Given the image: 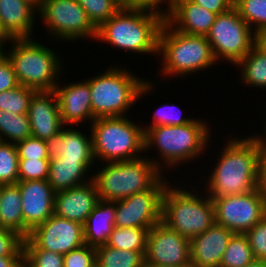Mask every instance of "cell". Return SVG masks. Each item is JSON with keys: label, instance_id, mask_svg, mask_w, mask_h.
<instances>
[{"label": "cell", "instance_id": "obj_9", "mask_svg": "<svg viewBox=\"0 0 266 267\" xmlns=\"http://www.w3.org/2000/svg\"><path fill=\"white\" fill-rule=\"evenodd\" d=\"M102 165L91 173L99 199L104 201H119L148 190L164 175L146 156Z\"/></svg>", "mask_w": 266, "mask_h": 267}, {"label": "cell", "instance_id": "obj_6", "mask_svg": "<svg viewBox=\"0 0 266 267\" xmlns=\"http://www.w3.org/2000/svg\"><path fill=\"white\" fill-rule=\"evenodd\" d=\"M182 184L184 183H181L180 187L170 182L164 189L161 222L169 229L191 239L216 223L215 208L213 200L205 191L200 192L203 193L201 196L195 189L189 190L190 187Z\"/></svg>", "mask_w": 266, "mask_h": 267}, {"label": "cell", "instance_id": "obj_23", "mask_svg": "<svg viewBox=\"0 0 266 267\" xmlns=\"http://www.w3.org/2000/svg\"><path fill=\"white\" fill-rule=\"evenodd\" d=\"M38 9L26 0H0V21L12 39L32 38Z\"/></svg>", "mask_w": 266, "mask_h": 267}, {"label": "cell", "instance_id": "obj_44", "mask_svg": "<svg viewBox=\"0 0 266 267\" xmlns=\"http://www.w3.org/2000/svg\"><path fill=\"white\" fill-rule=\"evenodd\" d=\"M205 9L222 14L229 11L233 7L234 0H192Z\"/></svg>", "mask_w": 266, "mask_h": 267}, {"label": "cell", "instance_id": "obj_19", "mask_svg": "<svg viewBox=\"0 0 266 267\" xmlns=\"http://www.w3.org/2000/svg\"><path fill=\"white\" fill-rule=\"evenodd\" d=\"M28 116L31 136L41 140L49 139L64 127L54 90L36 91L30 100Z\"/></svg>", "mask_w": 266, "mask_h": 267}, {"label": "cell", "instance_id": "obj_55", "mask_svg": "<svg viewBox=\"0 0 266 267\" xmlns=\"http://www.w3.org/2000/svg\"><path fill=\"white\" fill-rule=\"evenodd\" d=\"M263 132L261 133V135L265 136L266 137V119L264 121V128H263Z\"/></svg>", "mask_w": 266, "mask_h": 267}, {"label": "cell", "instance_id": "obj_51", "mask_svg": "<svg viewBox=\"0 0 266 267\" xmlns=\"http://www.w3.org/2000/svg\"><path fill=\"white\" fill-rule=\"evenodd\" d=\"M245 267H266V261L254 259L252 262H250Z\"/></svg>", "mask_w": 266, "mask_h": 267}, {"label": "cell", "instance_id": "obj_48", "mask_svg": "<svg viewBox=\"0 0 266 267\" xmlns=\"http://www.w3.org/2000/svg\"><path fill=\"white\" fill-rule=\"evenodd\" d=\"M254 47L266 54V27L254 32Z\"/></svg>", "mask_w": 266, "mask_h": 267}, {"label": "cell", "instance_id": "obj_3", "mask_svg": "<svg viewBox=\"0 0 266 267\" xmlns=\"http://www.w3.org/2000/svg\"><path fill=\"white\" fill-rule=\"evenodd\" d=\"M165 14L151 9H119L97 28L95 41L138 55L158 56V38Z\"/></svg>", "mask_w": 266, "mask_h": 267}, {"label": "cell", "instance_id": "obj_30", "mask_svg": "<svg viewBox=\"0 0 266 267\" xmlns=\"http://www.w3.org/2000/svg\"><path fill=\"white\" fill-rule=\"evenodd\" d=\"M31 136L28 114H14L0 109V141L16 144Z\"/></svg>", "mask_w": 266, "mask_h": 267}, {"label": "cell", "instance_id": "obj_28", "mask_svg": "<svg viewBox=\"0 0 266 267\" xmlns=\"http://www.w3.org/2000/svg\"><path fill=\"white\" fill-rule=\"evenodd\" d=\"M144 261L140 251L119 250L106 244L96 247V267H143Z\"/></svg>", "mask_w": 266, "mask_h": 267}, {"label": "cell", "instance_id": "obj_14", "mask_svg": "<svg viewBox=\"0 0 266 267\" xmlns=\"http://www.w3.org/2000/svg\"><path fill=\"white\" fill-rule=\"evenodd\" d=\"M84 244L82 224L53 214L24 239L23 249H46L65 255Z\"/></svg>", "mask_w": 266, "mask_h": 267}, {"label": "cell", "instance_id": "obj_10", "mask_svg": "<svg viewBox=\"0 0 266 267\" xmlns=\"http://www.w3.org/2000/svg\"><path fill=\"white\" fill-rule=\"evenodd\" d=\"M39 19L55 40H95L97 28L88 19L77 0H44L38 9Z\"/></svg>", "mask_w": 266, "mask_h": 267}, {"label": "cell", "instance_id": "obj_34", "mask_svg": "<svg viewBox=\"0 0 266 267\" xmlns=\"http://www.w3.org/2000/svg\"><path fill=\"white\" fill-rule=\"evenodd\" d=\"M18 164L16 144L0 141V184H17Z\"/></svg>", "mask_w": 266, "mask_h": 267}, {"label": "cell", "instance_id": "obj_29", "mask_svg": "<svg viewBox=\"0 0 266 267\" xmlns=\"http://www.w3.org/2000/svg\"><path fill=\"white\" fill-rule=\"evenodd\" d=\"M151 228L114 227L107 246L128 251H140L145 255L149 230Z\"/></svg>", "mask_w": 266, "mask_h": 267}, {"label": "cell", "instance_id": "obj_13", "mask_svg": "<svg viewBox=\"0 0 266 267\" xmlns=\"http://www.w3.org/2000/svg\"><path fill=\"white\" fill-rule=\"evenodd\" d=\"M211 199L216 223L234 233H245L266 215V202L257 189Z\"/></svg>", "mask_w": 266, "mask_h": 267}, {"label": "cell", "instance_id": "obj_40", "mask_svg": "<svg viewBox=\"0 0 266 267\" xmlns=\"http://www.w3.org/2000/svg\"><path fill=\"white\" fill-rule=\"evenodd\" d=\"M64 267H96V247L84 244L63 255Z\"/></svg>", "mask_w": 266, "mask_h": 267}, {"label": "cell", "instance_id": "obj_26", "mask_svg": "<svg viewBox=\"0 0 266 267\" xmlns=\"http://www.w3.org/2000/svg\"><path fill=\"white\" fill-rule=\"evenodd\" d=\"M0 227L17 232L24 238L21 194L17 184L2 186L0 197Z\"/></svg>", "mask_w": 266, "mask_h": 267}, {"label": "cell", "instance_id": "obj_33", "mask_svg": "<svg viewBox=\"0 0 266 267\" xmlns=\"http://www.w3.org/2000/svg\"><path fill=\"white\" fill-rule=\"evenodd\" d=\"M233 7L254 32L266 27V0H234Z\"/></svg>", "mask_w": 266, "mask_h": 267}, {"label": "cell", "instance_id": "obj_31", "mask_svg": "<svg viewBox=\"0 0 266 267\" xmlns=\"http://www.w3.org/2000/svg\"><path fill=\"white\" fill-rule=\"evenodd\" d=\"M244 233H234L229 240L219 267H245L254 260Z\"/></svg>", "mask_w": 266, "mask_h": 267}, {"label": "cell", "instance_id": "obj_4", "mask_svg": "<svg viewBox=\"0 0 266 267\" xmlns=\"http://www.w3.org/2000/svg\"><path fill=\"white\" fill-rule=\"evenodd\" d=\"M124 66L111 65L102 74L84 79L90 87L92 114L95 119L128 116L129 110L138 99L154 91L156 86L153 81L136 76L129 67Z\"/></svg>", "mask_w": 266, "mask_h": 267}, {"label": "cell", "instance_id": "obj_20", "mask_svg": "<svg viewBox=\"0 0 266 267\" xmlns=\"http://www.w3.org/2000/svg\"><path fill=\"white\" fill-rule=\"evenodd\" d=\"M234 232L215 223L190 239L191 267H219Z\"/></svg>", "mask_w": 266, "mask_h": 267}, {"label": "cell", "instance_id": "obj_17", "mask_svg": "<svg viewBox=\"0 0 266 267\" xmlns=\"http://www.w3.org/2000/svg\"><path fill=\"white\" fill-rule=\"evenodd\" d=\"M59 81L54 92L57 95L63 125L78 126L87 121L91 124L95 118L92 114L89 84L84 79L74 83L72 81L67 85H62L61 80Z\"/></svg>", "mask_w": 266, "mask_h": 267}, {"label": "cell", "instance_id": "obj_25", "mask_svg": "<svg viewBox=\"0 0 266 267\" xmlns=\"http://www.w3.org/2000/svg\"><path fill=\"white\" fill-rule=\"evenodd\" d=\"M114 227L115 201L99 200L83 225L85 244L105 245Z\"/></svg>", "mask_w": 266, "mask_h": 267}, {"label": "cell", "instance_id": "obj_49", "mask_svg": "<svg viewBox=\"0 0 266 267\" xmlns=\"http://www.w3.org/2000/svg\"><path fill=\"white\" fill-rule=\"evenodd\" d=\"M119 9H136V0H112Z\"/></svg>", "mask_w": 266, "mask_h": 267}, {"label": "cell", "instance_id": "obj_21", "mask_svg": "<svg viewBox=\"0 0 266 267\" xmlns=\"http://www.w3.org/2000/svg\"><path fill=\"white\" fill-rule=\"evenodd\" d=\"M217 15L192 0H172L165 21L184 34L206 36Z\"/></svg>", "mask_w": 266, "mask_h": 267}, {"label": "cell", "instance_id": "obj_7", "mask_svg": "<svg viewBox=\"0 0 266 267\" xmlns=\"http://www.w3.org/2000/svg\"><path fill=\"white\" fill-rule=\"evenodd\" d=\"M6 52L19 85L36 91L54 90L63 78V58L57 51L33 38L12 39ZM62 71V72H61ZM62 74V75H61Z\"/></svg>", "mask_w": 266, "mask_h": 267}, {"label": "cell", "instance_id": "obj_56", "mask_svg": "<svg viewBox=\"0 0 266 267\" xmlns=\"http://www.w3.org/2000/svg\"><path fill=\"white\" fill-rule=\"evenodd\" d=\"M2 186H3V184H0V197H1V193H2Z\"/></svg>", "mask_w": 266, "mask_h": 267}, {"label": "cell", "instance_id": "obj_39", "mask_svg": "<svg viewBox=\"0 0 266 267\" xmlns=\"http://www.w3.org/2000/svg\"><path fill=\"white\" fill-rule=\"evenodd\" d=\"M244 234L254 258L266 261V215Z\"/></svg>", "mask_w": 266, "mask_h": 267}, {"label": "cell", "instance_id": "obj_43", "mask_svg": "<svg viewBox=\"0 0 266 267\" xmlns=\"http://www.w3.org/2000/svg\"><path fill=\"white\" fill-rule=\"evenodd\" d=\"M19 86L13 66L5 57L0 62V93Z\"/></svg>", "mask_w": 266, "mask_h": 267}, {"label": "cell", "instance_id": "obj_15", "mask_svg": "<svg viewBox=\"0 0 266 267\" xmlns=\"http://www.w3.org/2000/svg\"><path fill=\"white\" fill-rule=\"evenodd\" d=\"M145 262L164 266H191L190 239L162 222L148 233Z\"/></svg>", "mask_w": 266, "mask_h": 267}, {"label": "cell", "instance_id": "obj_45", "mask_svg": "<svg viewBox=\"0 0 266 267\" xmlns=\"http://www.w3.org/2000/svg\"><path fill=\"white\" fill-rule=\"evenodd\" d=\"M257 190L266 202V143L258 165Z\"/></svg>", "mask_w": 266, "mask_h": 267}, {"label": "cell", "instance_id": "obj_32", "mask_svg": "<svg viewBox=\"0 0 266 267\" xmlns=\"http://www.w3.org/2000/svg\"><path fill=\"white\" fill-rule=\"evenodd\" d=\"M36 90L19 85L0 93V109L10 114H28L29 104Z\"/></svg>", "mask_w": 266, "mask_h": 267}, {"label": "cell", "instance_id": "obj_35", "mask_svg": "<svg viewBox=\"0 0 266 267\" xmlns=\"http://www.w3.org/2000/svg\"><path fill=\"white\" fill-rule=\"evenodd\" d=\"M180 110L182 111L180 106L172 103H166L162 106H158V108L153 112V117L150 124L146 123L147 126L146 124L145 126L142 125L144 133L152 127L186 125L195 119L194 117L190 118V116H188L189 118L186 116L184 117Z\"/></svg>", "mask_w": 266, "mask_h": 267}, {"label": "cell", "instance_id": "obj_50", "mask_svg": "<svg viewBox=\"0 0 266 267\" xmlns=\"http://www.w3.org/2000/svg\"><path fill=\"white\" fill-rule=\"evenodd\" d=\"M12 38L5 32L0 21V42H10Z\"/></svg>", "mask_w": 266, "mask_h": 267}, {"label": "cell", "instance_id": "obj_36", "mask_svg": "<svg viewBox=\"0 0 266 267\" xmlns=\"http://www.w3.org/2000/svg\"><path fill=\"white\" fill-rule=\"evenodd\" d=\"M77 1L86 11L88 19L96 28L108 21L119 10V7L112 0Z\"/></svg>", "mask_w": 266, "mask_h": 267}, {"label": "cell", "instance_id": "obj_38", "mask_svg": "<svg viewBox=\"0 0 266 267\" xmlns=\"http://www.w3.org/2000/svg\"><path fill=\"white\" fill-rule=\"evenodd\" d=\"M24 267H64L63 255L46 249H24Z\"/></svg>", "mask_w": 266, "mask_h": 267}, {"label": "cell", "instance_id": "obj_54", "mask_svg": "<svg viewBox=\"0 0 266 267\" xmlns=\"http://www.w3.org/2000/svg\"><path fill=\"white\" fill-rule=\"evenodd\" d=\"M29 3H31L33 6H35L37 9H39L41 7V5L43 4L44 0H26Z\"/></svg>", "mask_w": 266, "mask_h": 267}, {"label": "cell", "instance_id": "obj_46", "mask_svg": "<svg viewBox=\"0 0 266 267\" xmlns=\"http://www.w3.org/2000/svg\"><path fill=\"white\" fill-rule=\"evenodd\" d=\"M162 5L164 6L165 9H163ZM171 6H172V0H136V9L151 8L160 11L164 14H166L169 11Z\"/></svg>", "mask_w": 266, "mask_h": 267}, {"label": "cell", "instance_id": "obj_8", "mask_svg": "<svg viewBox=\"0 0 266 267\" xmlns=\"http://www.w3.org/2000/svg\"><path fill=\"white\" fill-rule=\"evenodd\" d=\"M89 125L96 164L143 157L145 133L141 123L120 116L96 118Z\"/></svg>", "mask_w": 266, "mask_h": 267}, {"label": "cell", "instance_id": "obj_22", "mask_svg": "<svg viewBox=\"0 0 266 267\" xmlns=\"http://www.w3.org/2000/svg\"><path fill=\"white\" fill-rule=\"evenodd\" d=\"M76 127L64 126L56 135L46 140L49 158L61 156L63 159L95 161L92 135H86ZM89 136V137H88Z\"/></svg>", "mask_w": 266, "mask_h": 267}, {"label": "cell", "instance_id": "obj_16", "mask_svg": "<svg viewBox=\"0 0 266 267\" xmlns=\"http://www.w3.org/2000/svg\"><path fill=\"white\" fill-rule=\"evenodd\" d=\"M21 194L22 216L24 219V239L38 225L54 214V196L47 179L18 181Z\"/></svg>", "mask_w": 266, "mask_h": 267}, {"label": "cell", "instance_id": "obj_1", "mask_svg": "<svg viewBox=\"0 0 266 267\" xmlns=\"http://www.w3.org/2000/svg\"><path fill=\"white\" fill-rule=\"evenodd\" d=\"M249 136H233L225 141L228 142L221 148V155L206 178L205 189L201 190L210 198L244 194L257 189L258 165L266 137L256 132Z\"/></svg>", "mask_w": 266, "mask_h": 267}, {"label": "cell", "instance_id": "obj_2", "mask_svg": "<svg viewBox=\"0 0 266 267\" xmlns=\"http://www.w3.org/2000/svg\"><path fill=\"white\" fill-rule=\"evenodd\" d=\"M202 119L195 118L186 125L149 128L145 132V154L154 148L153 150L157 149L159 156L157 155L154 158H150L148 154L144 156L148 157L166 174L169 172L168 168L173 171L180 165L184 166L183 163L195 161L197 157V160H199V157H202L200 155H203L205 151L208 152L206 148L212 143L210 142L211 125H208V121Z\"/></svg>", "mask_w": 266, "mask_h": 267}, {"label": "cell", "instance_id": "obj_18", "mask_svg": "<svg viewBox=\"0 0 266 267\" xmlns=\"http://www.w3.org/2000/svg\"><path fill=\"white\" fill-rule=\"evenodd\" d=\"M99 200L96 186L90 180L68 190L55 192L54 214L84 225Z\"/></svg>", "mask_w": 266, "mask_h": 267}, {"label": "cell", "instance_id": "obj_5", "mask_svg": "<svg viewBox=\"0 0 266 267\" xmlns=\"http://www.w3.org/2000/svg\"><path fill=\"white\" fill-rule=\"evenodd\" d=\"M158 56L162 59L158 61H162L159 74L164 75L163 78L180 76L184 79L219 64L206 36L184 34L166 21L159 32Z\"/></svg>", "mask_w": 266, "mask_h": 267}, {"label": "cell", "instance_id": "obj_53", "mask_svg": "<svg viewBox=\"0 0 266 267\" xmlns=\"http://www.w3.org/2000/svg\"><path fill=\"white\" fill-rule=\"evenodd\" d=\"M143 267H191V266H164V265H155L144 261Z\"/></svg>", "mask_w": 266, "mask_h": 267}, {"label": "cell", "instance_id": "obj_52", "mask_svg": "<svg viewBox=\"0 0 266 267\" xmlns=\"http://www.w3.org/2000/svg\"><path fill=\"white\" fill-rule=\"evenodd\" d=\"M7 43L9 42H0V62L6 57L5 45H7Z\"/></svg>", "mask_w": 266, "mask_h": 267}, {"label": "cell", "instance_id": "obj_37", "mask_svg": "<svg viewBox=\"0 0 266 267\" xmlns=\"http://www.w3.org/2000/svg\"><path fill=\"white\" fill-rule=\"evenodd\" d=\"M50 159H19L18 181L48 178Z\"/></svg>", "mask_w": 266, "mask_h": 267}, {"label": "cell", "instance_id": "obj_27", "mask_svg": "<svg viewBox=\"0 0 266 267\" xmlns=\"http://www.w3.org/2000/svg\"><path fill=\"white\" fill-rule=\"evenodd\" d=\"M241 72V83L266 91V54L253 47L236 65Z\"/></svg>", "mask_w": 266, "mask_h": 267}, {"label": "cell", "instance_id": "obj_24", "mask_svg": "<svg viewBox=\"0 0 266 267\" xmlns=\"http://www.w3.org/2000/svg\"><path fill=\"white\" fill-rule=\"evenodd\" d=\"M95 162L53 157L50 159L47 180L55 192L68 190L92 180L90 172L94 170Z\"/></svg>", "mask_w": 266, "mask_h": 267}, {"label": "cell", "instance_id": "obj_41", "mask_svg": "<svg viewBox=\"0 0 266 267\" xmlns=\"http://www.w3.org/2000/svg\"><path fill=\"white\" fill-rule=\"evenodd\" d=\"M19 159H50L46 140L28 137L16 143Z\"/></svg>", "mask_w": 266, "mask_h": 267}, {"label": "cell", "instance_id": "obj_12", "mask_svg": "<svg viewBox=\"0 0 266 267\" xmlns=\"http://www.w3.org/2000/svg\"><path fill=\"white\" fill-rule=\"evenodd\" d=\"M168 178L163 175L150 189L115 201V227L152 228L160 223Z\"/></svg>", "mask_w": 266, "mask_h": 267}, {"label": "cell", "instance_id": "obj_11", "mask_svg": "<svg viewBox=\"0 0 266 267\" xmlns=\"http://www.w3.org/2000/svg\"><path fill=\"white\" fill-rule=\"evenodd\" d=\"M206 38L217 62L234 66L254 47V31L234 7L217 15Z\"/></svg>", "mask_w": 266, "mask_h": 267}, {"label": "cell", "instance_id": "obj_42", "mask_svg": "<svg viewBox=\"0 0 266 267\" xmlns=\"http://www.w3.org/2000/svg\"><path fill=\"white\" fill-rule=\"evenodd\" d=\"M23 242L17 232L0 227V256H24Z\"/></svg>", "mask_w": 266, "mask_h": 267}, {"label": "cell", "instance_id": "obj_47", "mask_svg": "<svg viewBox=\"0 0 266 267\" xmlns=\"http://www.w3.org/2000/svg\"><path fill=\"white\" fill-rule=\"evenodd\" d=\"M0 267H24V256H0Z\"/></svg>", "mask_w": 266, "mask_h": 267}]
</instances>
